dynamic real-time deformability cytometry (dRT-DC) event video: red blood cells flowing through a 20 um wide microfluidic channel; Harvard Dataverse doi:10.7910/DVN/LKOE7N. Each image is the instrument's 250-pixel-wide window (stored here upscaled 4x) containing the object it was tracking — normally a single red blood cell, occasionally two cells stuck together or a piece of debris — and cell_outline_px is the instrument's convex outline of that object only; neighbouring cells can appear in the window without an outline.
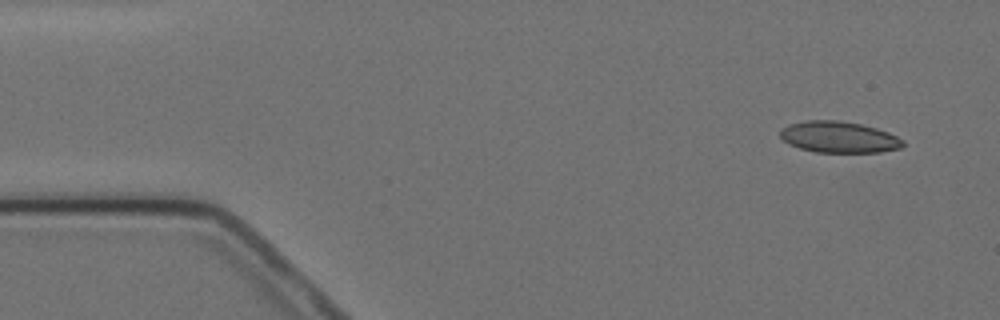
{"species": "Egyptian fruit bat (a non-hibernating species)", "species_latin": "Rousettus aegyptiacus", "temperature_condition": "cold", "stored_images_in_passage": 15, "camera_frame_rate_fps": 3000, "um_per_image_px": 0.085, "animal": {"sex": "female"}, "frame": {"image": 1, "passage_image": 1, "time_ms": 0.0, "image_size_px": [1000, 320], "cell_outline_px": [[904, 144], [900, 148], [880, 152], [816, 152], [800, 148], [788, 144], [780, 136], [780, 128], [788, 124], [808, 120], [836, 120], [860, 124], [876, 128], [888, 132], [904, 140]], "centroid_in_image_um": [71.28, 11.65], "position_along_channel_um": 13.7, "area_um2": 22.37}}
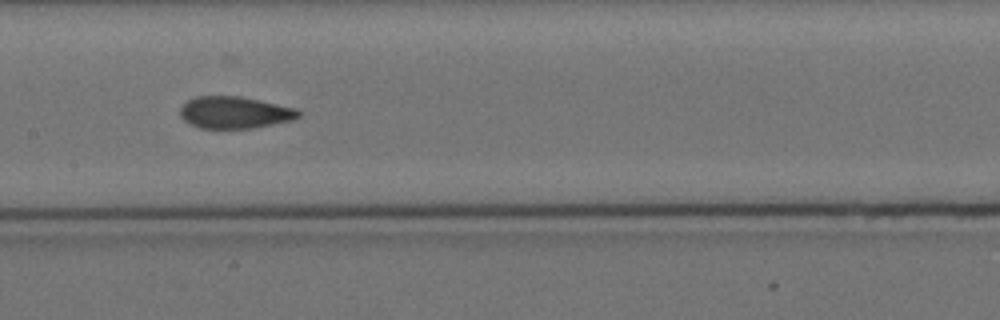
{"frame": {"image": 2, "passage_image": 7, "time_ms": 7.667, "image_size_px": [1000, 320], "cell_outline_px": [[300, 116], [292, 120], [252, 128], [200, 128], [184, 120], [180, 116], [180, 108], [188, 100], [196, 96], [240, 96], [296, 108], [300, 112]], "centroid_in_image_um": [19.94, 9.55], "position_along_channel_um": 187.5, "area_um2": 21.85}}
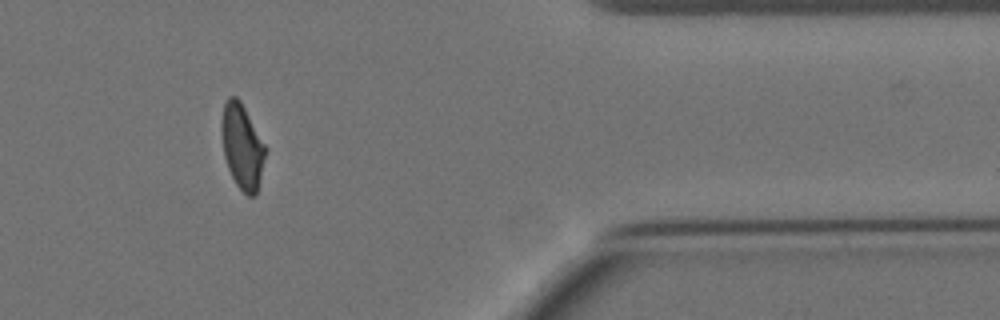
{"frame": {"image": 3, "passage_image": 12, "time_ms": 14.333, "image_size_px": [1000, 320], "cell_outline_px": [[268, 148], [256, 192], [252, 196], [248, 196], [236, 184], [228, 168], [224, 156], [220, 128], [220, 120], [224, 104], [228, 96], [236, 96], [240, 100]], "centroid_in_image_um": [20.57, 12.39], "position_along_channel_um": 390.8, "area_um2": 21.85}, "authors_computed_cell_mechanics": {"area_um2": 22.1952, "velocity_mm_per_s": 3.5053, "shape_relaxation_time_tau1_ms": null, "shape_relaxation_time_tau2_ms": 1.4274, "deformation_change_tau1": null, "deformation_change_tau2": 0.0762}}